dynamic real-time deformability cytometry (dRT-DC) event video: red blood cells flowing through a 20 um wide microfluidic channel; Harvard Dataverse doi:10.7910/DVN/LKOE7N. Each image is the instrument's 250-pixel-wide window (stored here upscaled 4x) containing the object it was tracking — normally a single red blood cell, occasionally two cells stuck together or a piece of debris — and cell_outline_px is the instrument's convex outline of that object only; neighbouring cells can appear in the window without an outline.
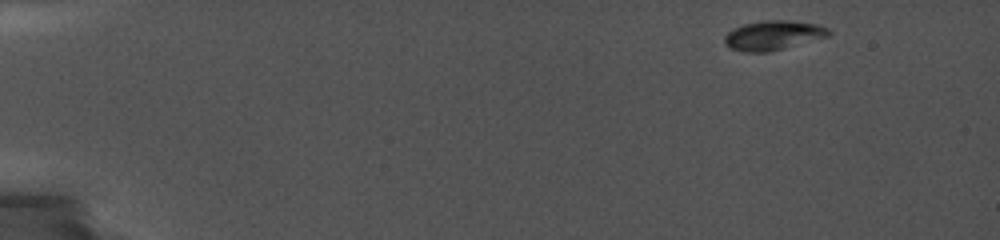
{"species": "common noctule bat (a hibernating species)", "species_latin": "Nyctalus noctula", "temperature_condition": "cold", "stored_images_in_passage": 79, "camera_frame_rate_fps": 5000, "um_per_image_px": 0.085, "animal": {"sex": "female", "body_mass_g": 19.0, "forearm_length_mm": 56.7}, "frame": {"image": 1, "passage_image": 1, "time_ms": 0.0, "image_size_px": [1000, 240], "cell_outline_px": [[832, 32], [828, 36], [768, 52], [744, 52], [728, 48], [724, 44], [724, 36], [732, 28], [744, 24], [764, 20], [788, 20], [816, 24], [828, 28]], "centroid_in_image_um": [65.67, 3.0], "position_along_channel_um": 19.3, "area_um2": 17.86}}
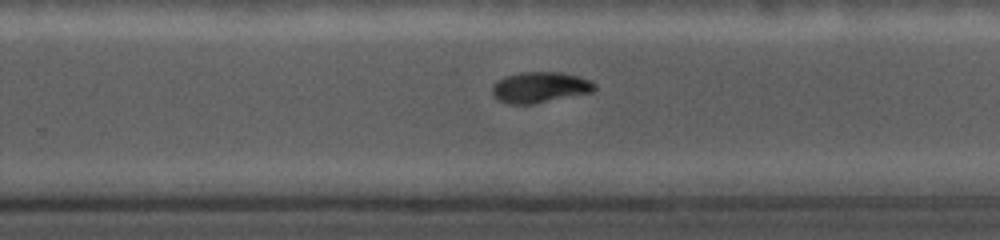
{"frame": {"image": 2, "passage_image": 61, "time_ms": 10.6, "image_size_px": [1000, 240], "cell_outline_px": [[596, 88], [592, 92], [532, 104], [508, 104], [496, 100], [492, 96], [492, 88], [504, 76], [524, 72], [560, 72], [592, 80], [596, 84]], "centroid_in_image_um": [45.89, 7.43], "position_along_channel_um": 283.9, "area_um2": 18.32}}
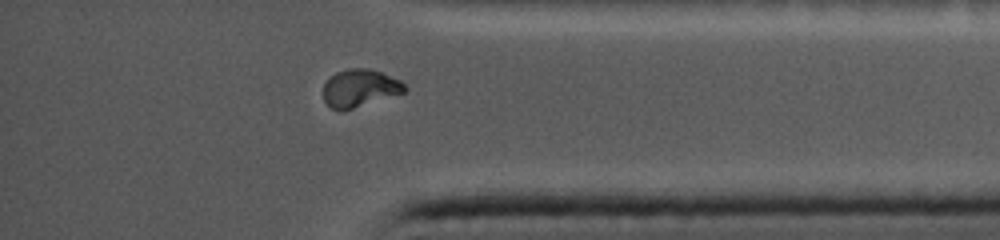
{"frame": {"image": 3, "passage_image": 73, "time_ms": 13.8, "image_size_px": [1000, 240], "cell_outline_px": [[408, 88], [404, 92], [340, 112], [332, 108], [324, 100], [324, 84], [336, 72], [348, 68], [368, 68], [380, 72], [400, 80]], "centroid_in_image_um": [30.57, 7.49], "position_along_channel_um": 404.6, "area_um2": 17.57}, "authors_computed_cell_mechanics": {"area_um2": 18.2648, "velocity_mm_per_s": 3.7431, "shape_relaxation_time_tau1_ms": null, "shape_relaxation_time_tau2_ms": 1.843, "deformation_change_tau1": null, "deformation_change_tau2": 0.0404}}